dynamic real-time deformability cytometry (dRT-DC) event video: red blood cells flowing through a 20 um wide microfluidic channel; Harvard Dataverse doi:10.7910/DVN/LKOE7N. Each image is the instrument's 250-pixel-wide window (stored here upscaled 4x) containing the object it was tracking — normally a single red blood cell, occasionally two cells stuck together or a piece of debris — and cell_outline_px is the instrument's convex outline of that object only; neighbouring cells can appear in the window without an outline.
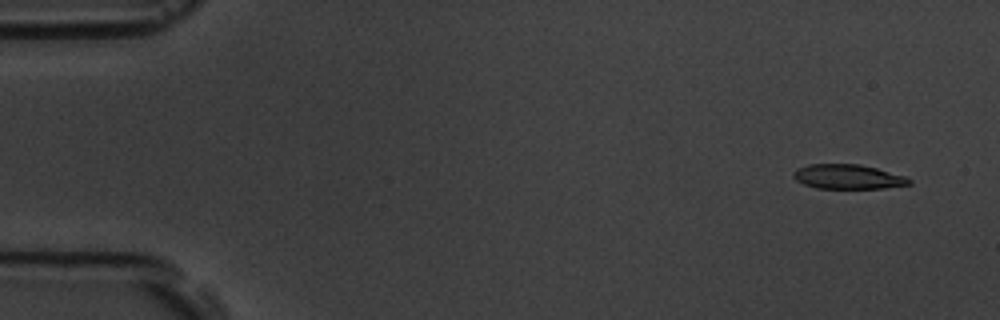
{"species": "common noctule bat (a hibernating species)", "species_latin": "Nyctalus noctula", "temperature_condition": "room temperature", "stored_images_in_passage": 9, "camera_frame_rate_fps": 3000, "um_per_image_px": 0.085, "animal": {"sex": "male", "body_mass_g": 19.5, "forearm_length_mm": 54.6}, "frame": {"image": 1, "passage_image": 2, "time_ms": 0.333, "image_size_px": [1000, 320], "cell_outline_px": [[912, 184], [884, 188], [816, 188], [804, 184], [796, 180], [792, 176], [792, 172], [796, 168], [808, 164], [860, 164], [876, 168], [904, 176], [912, 180]], "centroid_in_image_um": [72.04, 15.02], "position_along_channel_um": 13.0, "area_um2": 16.59}}
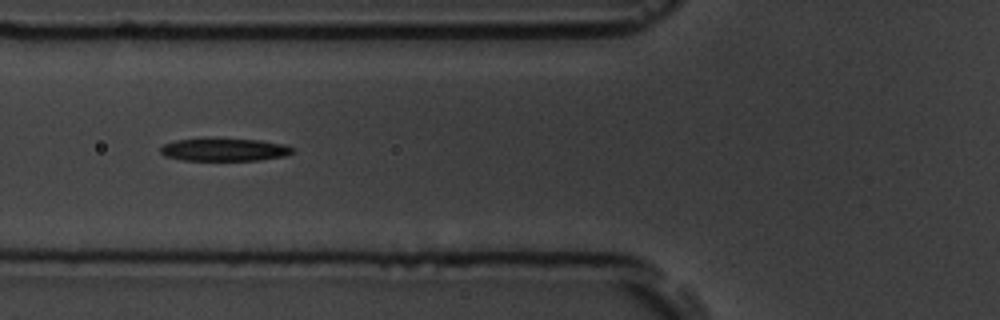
{"frame": {"image": 2, "passage_image": 7, "time_ms": 2.0, "image_size_px": [1000, 320], "cell_outline_px": [[292, 152], [284, 156], [260, 160], [184, 160], [164, 156], [160, 152], [160, 148], [164, 144], [176, 140], [260, 140], [284, 144], [292, 148]], "centroid_in_image_um": [19.06, 12.74], "position_along_channel_um": 106.7, "area_um2": 16.88}}
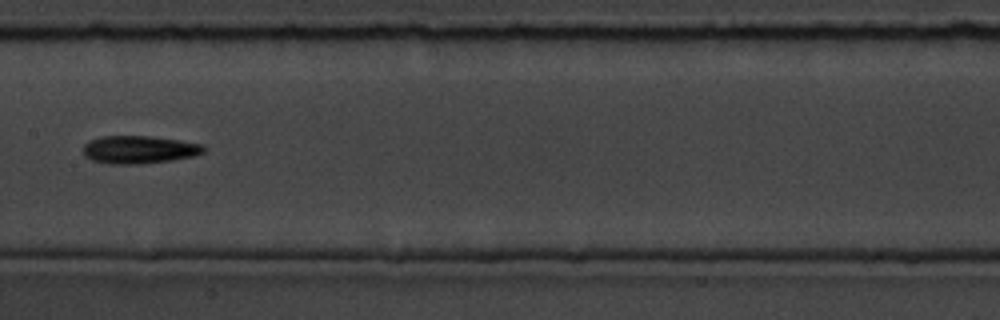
{"frame": {"image": 3, "passage_image": 9, "time_ms": 2.667, "image_size_px": [1000, 320], "cell_outline_px": [[208, 148], [204, 152], [192, 156], [172, 160], [140, 164], [108, 164], [92, 160], [84, 156], [84, 144], [88, 140], [104, 136], [152, 136], [180, 140], [204, 144]], "centroid_in_image_um": [11.84, 12.71], "position_along_channel_um": 195.6, "area_um2": 19.77}}